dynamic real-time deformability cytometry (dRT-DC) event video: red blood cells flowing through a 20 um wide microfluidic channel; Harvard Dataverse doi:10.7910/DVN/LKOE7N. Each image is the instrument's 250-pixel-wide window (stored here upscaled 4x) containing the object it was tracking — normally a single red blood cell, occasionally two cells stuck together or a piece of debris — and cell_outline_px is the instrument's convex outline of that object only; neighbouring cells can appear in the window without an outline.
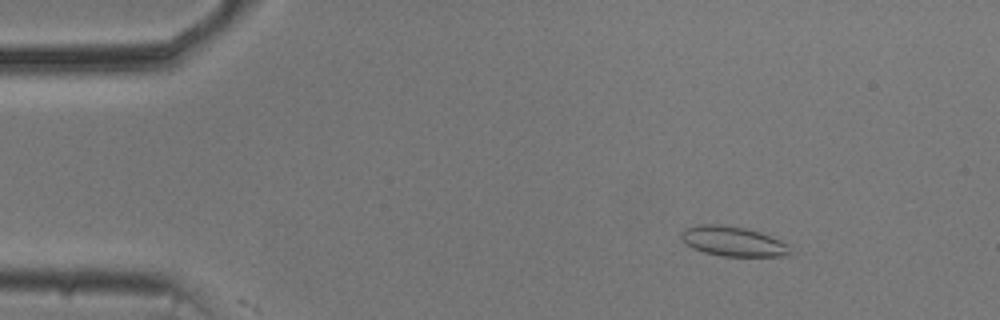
{"species": "common noctule bat (a hibernating species)", "species_latin": "Nyctalus noctula", "temperature_condition": "cold", "stored_images_in_passage": 9, "camera_frame_rate_fps": 3000, "um_per_image_px": 0.085, "animal": {"sex": "male", "body_mass_g": 20.5, "forearm_length_mm": 52.5}, "frame": {"image": 1, "passage_image": 8, "time_ms": 2.333, "image_size_px": [1000, 320], "cell_outline_px": [[792, 256], [720, 256], [704, 252], [692, 248], [680, 236], [680, 232], [684, 228], [700, 224], [720, 224], [744, 228], [760, 232], [780, 240], [788, 244]], "centroid_in_image_um": [62.31, 20.51], "position_along_channel_um": 22.7, "area_um2": 18.96}}